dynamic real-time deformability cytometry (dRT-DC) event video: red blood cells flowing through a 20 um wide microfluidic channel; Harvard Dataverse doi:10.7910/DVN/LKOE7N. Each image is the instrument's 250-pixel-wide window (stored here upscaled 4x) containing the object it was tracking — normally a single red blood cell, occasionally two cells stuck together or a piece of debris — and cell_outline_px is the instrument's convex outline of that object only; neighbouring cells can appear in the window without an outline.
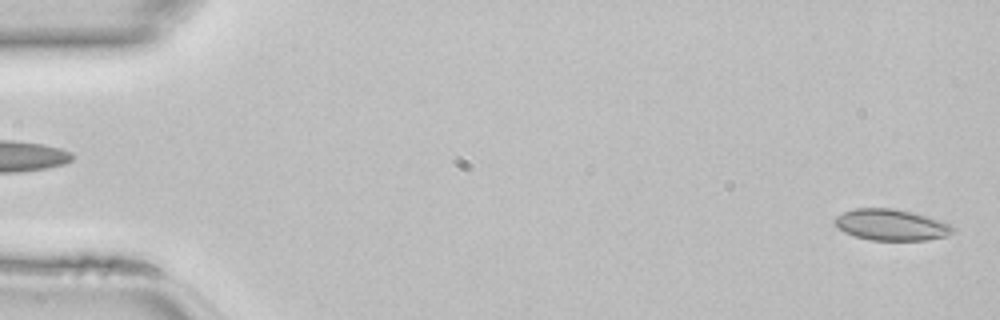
{"species": "common noctule bat (a hibernating species)", "species_latin": "Nyctalus noctula", "temperature_condition": "room temperature", "stored_images_in_passage": 46, "camera_frame_rate_fps": 3000, "um_per_image_px": 0.085, "animal": {"sex": "female", "body_mass_g": 22.7, "forearm_length_mm": 54.2}, "frame": {"image": 1, "passage_image": 2, "time_ms": 0.333, "image_size_px": [1000, 320], "cell_outline_px": [[956, 232], [944, 236], [928, 240], [872, 240], [856, 236], [844, 232], [836, 228], [832, 220], [836, 216], [844, 212], [856, 208], [892, 208], [912, 212], [928, 216], [952, 224], [956, 228]], "centroid_in_image_um": [75.77, 19.11], "position_along_channel_um": 9.2, "area_um2": 21.73}}
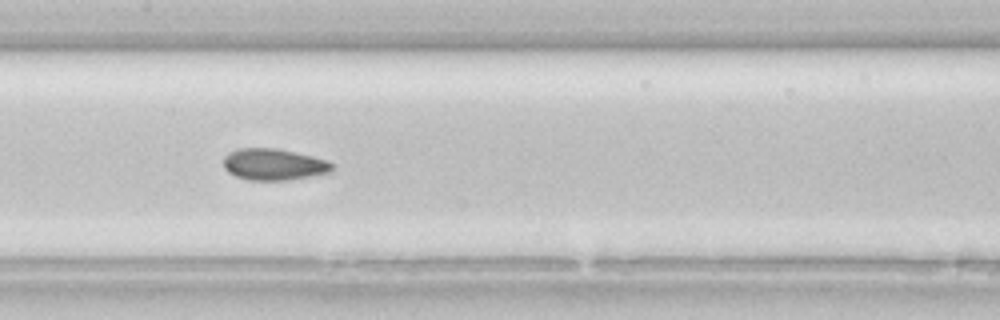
{"frame": {"image": 2, "passage_image": 23, "time_ms": 7.333, "image_size_px": [1000, 320], "cell_outline_px": [[336, 168], [332, 172], [288, 180], [248, 180], [236, 176], [228, 172], [224, 168], [224, 156], [228, 152], [236, 148], [276, 148], [296, 152], [328, 160], [336, 164]], "centroid_in_image_um": [23.31, 13.97], "position_along_channel_um": 184.1, "area_um2": 20.29}}
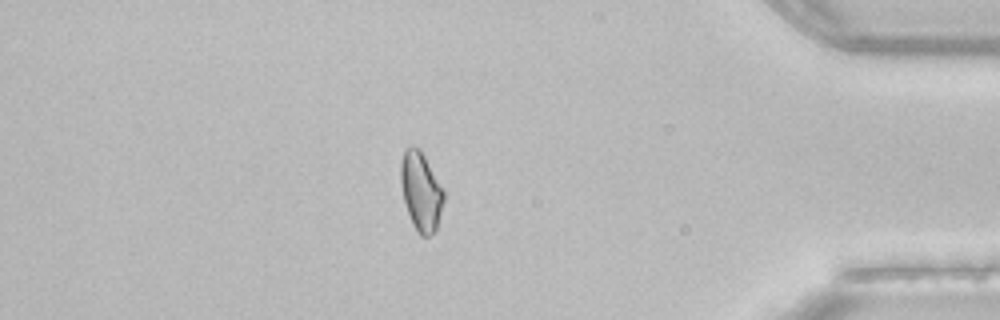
{"frame": {"image": 3, "passage_image": 40, "time_ms": 13.0, "image_size_px": [1000, 320], "cell_outline_px": [[444, 200], [436, 228], [428, 236], [420, 236], [412, 224], [404, 200], [400, 180], [400, 164], [404, 148], [412, 144], [420, 148], [444, 192]], "centroid_in_image_um": [35.75, 16.22], "position_along_channel_um": 399.5, "area_um2": 19.59}}